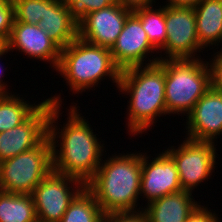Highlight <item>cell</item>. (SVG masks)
Wrapping results in <instances>:
<instances>
[{
    "label": "cell",
    "mask_w": 222,
    "mask_h": 222,
    "mask_svg": "<svg viewBox=\"0 0 222 222\" xmlns=\"http://www.w3.org/2000/svg\"><path fill=\"white\" fill-rule=\"evenodd\" d=\"M60 108L64 109L62 105H53L48 120L53 171L75 177L86 184L96 174L103 156L107 154L105 141H100L101 137L92 129L89 118L81 114L77 103L73 101L66 110L67 120L63 126L59 124L64 112Z\"/></svg>",
    "instance_id": "cell-1"
},
{
    "label": "cell",
    "mask_w": 222,
    "mask_h": 222,
    "mask_svg": "<svg viewBox=\"0 0 222 222\" xmlns=\"http://www.w3.org/2000/svg\"><path fill=\"white\" fill-rule=\"evenodd\" d=\"M122 152L104 155L106 159L85 184L105 215L139 212L144 207L140 204L141 150Z\"/></svg>",
    "instance_id": "cell-2"
},
{
    "label": "cell",
    "mask_w": 222,
    "mask_h": 222,
    "mask_svg": "<svg viewBox=\"0 0 222 222\" xmlns=\"http://www.w3.org/2000/svg\"><path fill=\"white\" fill-rule=\"evenodd\" d=\"M117 90L129 100L127 135L142 137L154 129L158 118L166 117L165 71L158 63L122 70Z\"/></svg>",
    "instance_id": "cell-3"
},
{
    "label": "cell",
    "mask_w": 222,
    "mask_h": 222,
    "mask_svg": "<svg viewBox=\"0 0 222 222\" xmlns=\"http://www.w3.org/2000/svg\"><path fill=\"white\" fill-rule=\"evenodd\" d=\"M55 72L65 80L72 94L82 95L86 90L94 91L100 87V82L105 79L111 80L118 89L121 70L115 65L109 48L93 45L77 37L61 49Z\"/></svg>",
    "instance_id": "cell-4"
},
{
    "label": "cell",
    "mask_w": 222,
    "mask_h": 222,
    "mask_svg": "<svg viewBox=\"0 0 222 222\" xmlns=\"http://www.w3.org/2000/svg\"><path fill=\"white\" fill-rule=\"evenodd\" d=\"M157 63L165 71L166 115L181 114L185 118L212 87L209 63L202 57L166 59Z\"/></svg>",
    "instance_id": "cell-5"
},
{
    "label": "cell",
    "mask_w": 222,
    "mask_h": 222,
    "mask_svg": "<svg viewBox=\"0 0 222 222\" xmlns=\"http://www.w3.org/2000/svg\"><path fill=\"white\" fill-rule=\"evenodd\" d=\"M52 170V147L47 136L36 148L0 162V190L31 194Z\"/></svg>",
    "instance_id": "cell-6"
},
{
    "label": "cell",
    "mask_w": 222,
    "mask_h": 222,
    "mask_svg": "<svg viewBox=\"0 0 222 222\" xmlns=\"http://www.w3.org/2000/svg\"><path fill=\"white\" fill-rule=\"evenodd\" d=\"M174 147L164 149L175 161L182 190L194 193L203 182L214 177L220 157L217 154V143L197 141L187 137ZM177 147V148H176ZM219 158V159H217ZM217 160V161H216ZM207 180V181H206Z\"/></svg>",
    "instance_id": "cell-7"
},
{
    "label": "cell",
    "mask_w": 222,
    "mask_h": 222,
    "mask_svg": "<svg viewBox=\"0 0 222 222\" xmlns=\"http://www.w3.org/2000/svg\"><path fill=\"white\" fill-rule=\"evenodd\" d=\"M165 23L167 39L159 50V60L201 57L204 48L196 33L194 7L165 6Z\"/></svg>",
    "instance_id": "cell-8"
},
{
    "label": "cell",
    "mask_w": 222,
    "mask_h": 222,
    "mask_svg": "<svg viewBox=\"0 0 222 222\" xmlns=\"http://www.w3.org/2000/svg\"><path fill=\"white\" fill-rule=\"evenodd\" d=\"M84 187L81 180L52 170L31 193L38 222H59Z\"/></svg>",
    "instance_id": "cell-9"
},
{
    "label": "cell",
    "mask_w": 222,
    "mask_h": 222,
    "mask_svg": "<svg viewBox=\"0 0 222 222\" xmlns=\"http://www.w3.org/2000/svg\"><path fill=\"white\" fill-rule=\"evenodd\" d=\"M59 94V95H58ZM44 103L22 124L0 133V162L36 148L48 136V120L53 105H62L61 93ZM63 100V101H62Z\"/></svg>",
    "instance_id": "cell-10"
},
{
    "label": "cell",
    "mask_w": 222,
    "mask_h": 222,
    "mask_svg": "<svg viewBox=\"0 0 222 222\" xmlns=\"http://www.w3.org/2000/svg\"><path fill=\"white\" fill-rule=\"evenodd\" d=\"M110 51L115 65L121 71L159 61V51L150 43L140 19L133 12L127 17L123 30Z\"/></svg>",
    "instance_id": "cell-11"
},
{
    "label": "cell",
    "mask_w": 222,
    "mask_h": 222,
    "mask_svg": "<svg viewBox=\"0 0 222 222\" xmlns=\"http://www.w3.org/2000/svg\"><path fill=\"white\" fill-rule=\"evenodd\" d=\"M181 190L175 161L164 149L152 159L141 152L140 198L147 202L145 205Z\"/></svg>",
    "instance_id": "cell-12"
},
{
    "label": "cell",
    "mask_w": 222,
    "mask_h": 222,
    "mask_svg": "<svg viewBox=\"0 0 222 222\" xmlns=\"http://www.w3.org/2000/svg\"><path fill=\"white\" fill-rule=\"evenodd\" d=\"M6 48L9 52L16 50L29 59L48 63L53 71L58 66L61 54V48L39 26L17 21L13 22Z\"/></svg>",
    "instance_id": "cell-13"
},
{
    "label": "cell",
    "mask_w": 222,
    "mask_h": 222,
    "mask_svg": "<svg viewBox=\"0 0 222 222\" xmlns=\"http://www.w3.org/2000/svg\"><path fill=\"white\" fill-rule=\"evenodd\" d=\"M185 118L184 137L218 143L216 139L222 136V90L211 87Z\"/></svg>",
    "instance_id": "cell-14"
},
{
    "label": "cell",
    "mask_w": 222,
    "mask_h": 222,
    "mask_svg": "<svg viewBox=\"0 0 222 222\" xmlns=\"http://www.w3.org/2000/svg\"><path fill=\"white\" fill-rule=\"evenodd\" d=\"M131 13L120 4L93 11L78 23V37L93 45L111 49Z\"/></svg>",
    "instance_id": "cell-15"
},
{
    "label": "cell",
    "mask_w": 222,
    "mask_h": 222,
    "mask_svg": "<svg viewBox=\"0 0 222 222\" xmlns=\"http://www.w3.org/2000/svg\"><path fill=\"white\" fill-rule=\"evenodd\" d=\"M189 191L181 190L156 199L143 207L148 222H186L201 203Z\"/></svg>",
    "instance_id": "cell-16"
},
{
    "label": "cell",
    "mask_w": 222,
    "mask_h": 222,
    "mask_svg": "<svg viewBox=\"0 0 222 222\" xmlns=\"http://www.w3.org/2000/svg\"><path fill=\"white\" fill-rule=\"evenodd\" d=\"M61 49L78 37V23L71 17L68 7L61 0H50L45 14L37 24Z\"/></svg>",
    "instance_id": "cell-17"
},
{
    "label": "cell",
    "mask_w": 222,
    "mask_h": 222,
    "mask_svg": "<svg viewBox=\"0 0 222 222\" xmlns=\"http://www.w3.org/2000/svg\"><path fill=\"white\" fill-rule=\"evenodd\" d=\"M194 11L199 44L205 50H214L216 46L219 49L222 45V0H202Z\"/></svg>",
    "instance_id": "cell-18"
},
{
    "label": "cell",
    "mask_w": 222,
    "mask_h": 222,
    "mask_svg": "<svg viewBox=\"0 0 222 222\" xmlns=\"http://www.w3.org/2000/svg\"><path fill=\"white\" fill-rule=\"evenodd\" d=\"M25 99L17 92L0 95V133L25 122L46 100L30 103Z\"/></svg>",
    "instance_id": "cell-19"
},
{
    "label": "cell",
    "mask_w": 222,
    "mask_h": 222,
    "mask_svg": "<svg viewBox=\"0 0 222 222\" xmlns=\"http://www.w3.org/2000/svg\"><path fill=\"white\" fill-rule=\"evenodd\" d=\"M0 222H38L32 195L0 190Z\"/></svg>",
    "instance_id": "cell-20"
},
{
    "label": "cell",
    "mask_w": 222,
    "mask_h": 222,
    "mask_svg": "<svg viewBox=\"0 0 222 222\" xmlns=\"http://www.w3.org/2000/svg\"><path fill=\"white\" fill-rule=\"evenodd\" d=\"M104 217L94 195L84 187L71 201L59 222H104Z\"/></svg>",
    "instance_id": "cell-21"
},
{
    "label": "cell",
    "mask_w": 222,
    "mask_h": 222,
    "mask_svg": "<svg viewBox=\"0 0 222 222\" xmlns=\"http://www.w3.org/2000/svg\"><path fill=\"white\" fill-rule=\"evenodd\" d=\"M154 6L138 9L133 13L140 19L150 43L159 51L167 39L165 6Z\"/></svg>",
    "instance_id": "cell-22"
},
{
    "label": "cell",
    "mask_w": 222,
    "mask_h": 222,
    "mask_svg": "<svg viewBox=\"0 0 222 222\" xmlns=\"http://www.w3.org/2000/svg\"><path fill=\"white\" fill-rule=\"evenodd\" d=\"M50 0H12L14 21L37 25L45 14V5Z\"/></svg>",
    "instance_id": "cell-23"
},
{
    "label": "cell",
    "mask_w": 222,
    "mask_h": 222,
    "mask_svg": "<svg viewBox=\"0 0 222 222\" xmlns=\"http://www.w3.org/2000/svg\"><path fill=\"white\" fill-rule=\"evenodd\" d=\"M67 7L71 17L81 22L89 13L104 9L113 4H119V0H61Z\"/></svg>",
    "instance_id": "cell-24"
},
{
    "label": "cell",
    "mask_w": 222,
    "mask_h": 222,
    "mask_svg": "<svg viewBox=\"0 0 222 222\" xmlns=\"http://www.w3.org/2000/svg\"><path fill=\"white\" fill-rule=\"evenodd\" d=\"M14 22L12 0H0V38L5 42L9 39Z\"/></svg>",
    "instance_id": "cell-25"
},
{
    "label": "cell",
    "mask_w": 222,
    "mask_h": 222,
    "mask_svg": "<svg viewBox=\"0 0 222 222\" xmlns=\"http://www.w3.org/2000/svg\"><path fill=\"white\" fill-rule=\"evenodd\" d=\"M213 53H209L211 54V58L208 61L211 69L212 87L222 90V47L219 51L215 48Z\"/></svg>",
    "instance_id": "cell-26"
},
{
    "label": "cell",
    "mask_w": 222,
    "mask_h": 222,
    "mask_svg": "<svg viewBox=\"0 0 222 222\" xmlns=\"http://www.w3.org/2000/svg\"><path fill=\"white\" fill-rule=\"evenodd\" d=\"M205 205L200 203L186 219V222H221V217L209 209L208 204Z\"/></svg>",
    "instance_id": "cell-27"
},
{
    "label": "cell",
    "mask_w": 222,
    "mask_h": 222,
    "mask_svg": "<svg viewBox=\"0 0 222 222\" xmlns=\"http://www.w3.org/2000/svg\"><path fill=\"white\" fill-rule=\"evenodd\" d=\"M105 222H148L143 211L125 212V213H110L104 217Z\"/></svg>",
    "instance_id": "cell-28"
},
{
    "label": "cell",
    "mask_w": 222,
    "mask_h": 222,
    "mask_svg": "<svg viewBox=\"0 0 222 222\" xmlns=\"http://www.w3.org/2000/svg\"><path fill=\"white\" fill-rule=\"evenodd\" d=\"M155 3H157L156 0H119V4L131 12L155 5Z\"/></svg>",
    "instance_id": "cell-29"
},
{
    "label": "cell",
    "mask_w": 222,
    "mask_h": 222,
    "mask_svg": "<svg viewBox=\"0 0 222 222\" xmlns=\"http://www.w3.org/2000/svg\"><path fill=\"white\" fill-rule=\"evenodd\" d=\"M10 52L7 50V48L5 47L1 52H0V60L3 59V57H5L6 59V54H9ZM4 55V56H3ZM1 62V61H0ZM3 65L0 64V93L1 94H11L12 92L10 91V85H8L9 83H7V81L5 82V76L6 74H4V71L7 72L4 69H7V67H2ZM2 68V69H1ZM3 73V74H2ZM4 79V81H3ZM7 83V84H6ZM9 87V88H8Z\"/></svg>",
    "instance_id": "cell-30"
},
{
    "label": "cell",
    "mask_w": 222,
    "mask_h": 222,
    "mask_svg": "<svg viewBox=\"0 0 222 222\" xmlns=\"http://www.w3.org/2000/svg\"><path fill=\"white\" fill-rule=\"evenodd\" d=\"M202 0H166L164 6H184V7H195Z\"/></svg>",
    "instance_id": "cell-31"
},
{
    "label": "cell",
    "mask_w": 222,
    "mask_h": 222,
    "mask_svg": "<svg viewBox=\"0 0 222 222\" xmlns=\"http://www.w3.org/2000/svg\"><path fill=\"white\" fill-rule=\"evenodd\" d=\"M6 47V42L0 38V52Z\"/></svg>",
    "instance_id": "cell-32"
}]
</instances>
